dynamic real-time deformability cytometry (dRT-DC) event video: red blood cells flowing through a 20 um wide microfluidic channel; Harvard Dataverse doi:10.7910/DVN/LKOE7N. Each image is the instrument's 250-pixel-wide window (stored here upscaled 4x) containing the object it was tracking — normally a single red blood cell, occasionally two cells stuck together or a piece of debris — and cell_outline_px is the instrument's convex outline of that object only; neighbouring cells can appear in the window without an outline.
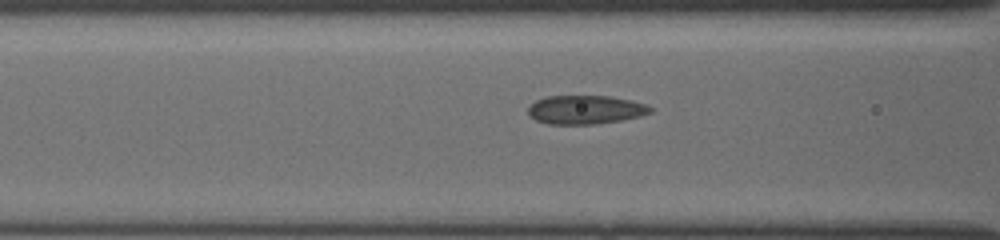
{"species": "common noctule bat (a hibernating species)", "species_latin": "Nyctalus noctula", "temperature_condition": "cold", "stored_images_in_passage": 8, "camera_frame_rate_fps": 3000, "um_per_image_px": 0.085, "animal": {"sex": "female", "body_mass_g": 19.5, "forearm_length_mm": 54.1}, "frame": {"image": 1, "passage_image": 6, "time_ms": 1.667, "image_size_px": [1000, 240], "cell_outline_px": [[652, 112], [640, 116], [620, 120], [596, 124], [548, 124], [536, 120], [528, 116], [528, 108], [536, 100], [548, 96], [608, 96], [648, 104], [652, 108]], "centroid_in_image_um": [49.75, 9.33], "position_along_channel_um": 116.9, "area_um2": 20.4}}